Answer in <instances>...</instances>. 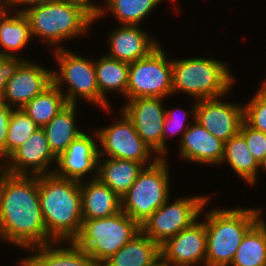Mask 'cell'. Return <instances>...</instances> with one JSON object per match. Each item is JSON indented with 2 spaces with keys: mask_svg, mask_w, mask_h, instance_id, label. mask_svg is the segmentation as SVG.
Listing matches in <instances>:
<instances>
[{
  "mask_svg": "<svg viewBox=\"0 0 266 266\" xmlns=\"http://www.w3.org/2000/svg\"><path fill=\"white\" fill-rule=\"evenodd\" d=\"M53 241L47 234L40 208L38 175H12L3 170L0 174V246L7 244L26 251Z\"/></svg>",
  "mask_w": 266,
  "mask_h": 266,
  "instance_id": "cell-1",
  "label": "cell"
},
{
  "mask_svg": "<svg viewBox=\"0 0 266 266\" xmlns=\"http://www.w3.org/2000/svg\"><path fill=\"white\" fill-rule=\"evenodd\" d=\"M23 14L28 19L33 40H38L37 44L41 42L42 49L47 47L48 52L70 48L71 41L88 38L95 25L94 18L82 7L64 0L45 1L26 9Z\"/></svg>",
  "mask_w": 266,
  "mask_h": 266,
  "instance_id": "cell-2",
  "label": "cell"
},
{
  "mask_svg": "<svg viewBox=\"0 0 266 266\" xmlns=\"http://www.w3.org/2000/svg\"><path fill=\"white\" fill-rule=\"evenodd\" d=\"M38 187L47 234L54 241H73L83 223L80 182L52 173L38 175Z\"/></svg>",
  "mask_w": 266,
  "mask_h": 266,
  "instance_id": "cell-3",
  "label": "cell"
},
{
  "mask_svg": "<svg viewBox=\"0 0 266 266\" xmlns=\"http://www.w3.org/2000/svg\"><path fill=\"white\" fill-rule=\"evenodd\" d=\"M214 200L212 196L200 214L207 234L205 266H230L243 237L258 221V213L256 206H212Z\"/></svg>",
  "mask_w": 266,
  "mask_h": 266,
  "instance_id": "cell-4",
  "label": "cell"
},
{
  "mask_svg": "<svg viewBox=\"0 0 266 266\" xmlns=\"http://www.w3.org/2000/svg\"><path fill=\"white\" fill-rule=\"evenodd\" d=\"M199 56V57H198ZM175 58V59H174ZM219 58L192 54L191 57L172 58L173 96L205 100L226 95L234 89L237 77L231 65Z\"/></svg>",
  "mask_w": 266,
  "mask_h": 266,
  "instance_id": "cell-5",
  "label": "cell"
},
{
  "mask_svg": "<svg viewBox=\"0 0 266 266\" xmlns=\"http://www.w3.org/2000/svg\"><path fill=\"white\" fill-rule=\"evenodd\" d=\"M80 54H79V53ZM56 69H52L53 84L64 94L67 103H88L100 108V93L96 80L94 57L81 55L73 49H55L49 52ZM92 57V58H91Z\"/></svg>",
  "mask_w": 266,
  "mask_h": 266,
  "instance_id": "cell-6",
  "label": "cell"
},
{
  "mask_svg": "<svg viewBox=\"0 0 266 266\" xmlns=\"http://www.w3.org/2000/svg\"><path fill=\"white\" fill-rule=\"evenodd\" d=\"M169 160L158 158L145 166L121 198V210L140 225L174 194Z\"/></svg>",
  "mask_w": 266,
  "mask_h": 266,
  "instance_id": "cell-7",
  "label": "cell"
},
{
  "mask_svg": "<svg viewBox=\"0 0 266 266\" xmlns=\"http://www.w3.org/2000/svg\"><path fill=\"white\" fill-rule=\"evenodd\" d=\"M140 232L141 225L121 210L110 217L83 219L73 241L101 266Z\"/></svg>",
  "mask_w": 266,
  "mask_h": 266,
  "instance_id": "cell-8",
  "label": "cell"
},
{
  "mask_svg": "<svg viewBox=\"0 0 266 266\" xmlns=\"http://www.w3.org/2000/svg\"><path fill=\"white\" fill-rule=\"evenodd\" d=\"M99 109L103 115L110 117L113 111H118L111 123L105 126H94L98 136V157L118 158L133 160L144 164L152 165L159 157L153 150L139 137L131 119L124 111L117 107ZM105 113V114H104ZM110 115V116H109Z\"/></svg>",
  "mask_w": 266,
  "mask_h": 266,
  "instance_id": "cell-9",
  "label": "cell"
},
{
  "mask_svg": "<svg viewBox=\"0 0 266 266\" xmlns=\"http://www.w3.org/2000/svg\"><path fill=\"white\" fill-rule=\"evenodd\" d=\"M172 195L144 223L141 231L159 246L189 227L201 214L204 204L214 196L210 193ZM211 194V195H210Z\"/></svg>",
  "mask_w": 266,
  "mask_h": 266,
  "instance_id": "cell-10",
  "label": "cell"
},
{
  "mask_svg": "<svg viewBox=\"0 0 266 266\" xmlns=\"http://www.w3.org/2000/svg\"><path fill=\"white\" fill-rule=\"evenodd\" d=\"M162 45L147 57L129 64L125 101L145 97H173L172 57Z\"/></svg>",
  "mask_w": 266,
  "mask_h": 266,
  "instance_id": "cell-11",
  "label": "cell"
},
{
  "mask_svg": "<svg viewBox=\"0 0 266 266\" xmlns=\"http://www.w3.org/2000/svg\"><path fill=\"white\" fill-rule=\"evenodd\" d=\"M168 98L145 97L126 100L119 106L131 119L139 137L163 158V125Z\"/></svg>",
  "mask_w": 266,
  "mask_h": 266,
  "instance_id": "cell-12",
  "label": "cell"
},
{
  "mask_svg": "<svg viewBox=\"0 0 266 266\" xmlns=\"http://www.w3.org/2000/svg\"><path fill=\"white\" fill-rule=\"evenodd\" d=\"M232 91L221 97L196 101L195 120L224 143L240 132L244 121L243 101L227 99Z\"/></svg>",
  "mask_w": 266,
  "mask_h": 266,
  "instance_id": "cell-13",
  "label": "cell"
},
{
  "mask_svg": "<svg viewBox=\"0 0 266 266\" xmlns=\"http://www.w3.org/2000/svg\"><path fill=\"white\" fill-rule=\"evenodd\" d=\"M91 128H85L57 158L53 172L56 176L78 182L97 178L98 136Z\"/></svg>",
  "mask_w": 266,
  "mask_h": 266,
  "instance_id": "cell-14",
  "label": "cell"
},
{
  "mask_svg": "<svg viewBox=\"0 0 266 266\" xmlns=\"http://www.w3.org/2000/svg\"><path fill=\"white\" fill-rule=\"evenodd\" d=\"M56 162L43 128H38L3 162V170L12 175H46L54 172Z\"/></svg>",
  "mask_w": 266,
  "mask_h": 266,
  "instance_id": "cell-15",
  "label": "cell"
},
{
  "mask_svg": "<svg viewBox=\"0 0 266 266\" xmlns=\"http://www.w3.org/2000/svg\"><path fill=\"white\" fill-rule=\"evenodd\" d=\"M117 27L107 29L105 39V54L119 61L131 64L138 59L147 57L162 41L159 36L151 34L140 25H115ZM109 30V32H108Z\"/></svg>",
  "mask_w": 266,
  "mask_h": 266,
  "instance_id": "cell-16",
  "label": "cell"
},
{
  "mask_svg": "<svg viewBox=\"0 0 266 266\" xmlns=\"http://www.w3.org/2000/svg\"><path fill=\"white\" fill-rule=\"evenodd\" d=\"M53 67L44 66L42 61L25 60L7 81L0 101L14 109H21L53 83Z\"/></svg>",
  "mask_w": 266,
  "mask_h": 266,
  "instance_id": "cell-17",
  "label": "cell"
},
{
  "mask_svg": "<svg viewBox=\"0 0 266 266\" xmlns=\"http://www.w3.org/2000/svg\"><path fill=\"white\" fill-rule=\"evenodd\" d=\"M177 143V144H176ZM176 157L179 161L218 167L224 156V142L217 139L202 127L196 120L182 134L179 142H175Z\"/></svg>",
  "mask_w": 266,
  "mask_h": 266,
  "instance_id": "cell-18",
  "label": "cell"
},
{
  "mask_svg": "<svg viewBox=\"0 0 266 266\" xmlns=\"http://www.w3.org/2000/svg\"><path fill=\"white\" fill-rule=\"evenodd\" d=\"M206 243L204 218L200 215L189 227L162 244L160 252L169 261L205 266Z\"/></svg>",
  "mask_w": 266,
  "mask_h": 266,
  "instance_id": "cell-19",
  "label": "cell"
},
{
  "mask_svg": "<svg viewBox=\"0 0 266 266\" xmlns=\"http://www.w3.org/2000/svg\"><path fill=\"white\" fill-rule=\"evenodd\" d=\"M25 254L20 259L27 266H100L74 241H53L27 249Z\"/></svg>",
  "mask_w": 266,
  "mask_h": 266,
  "instance_id": "cell-20",
  "label": "cell"
},
{
  "mask_svg": "<svg viewBox=\"0 0 266 266\" xmlns=\"http://www.w3.org/2000/svg\"><path fill=\"white\" fill-rule=\"evenodd\" d=\"M94 66L100 93V109L115 106V103L114 105L111 103V98H108L109 94L110 96L114 95V97L119 95L121 99L123 98L124 103L128 85L129 64L112 59L104 53L94 59Z\"/></svg>",
  "mask_w": 266,
  "mask_h": 266,
  "instance_id": "cell-21",
  "label": "cell"
},
{
  "mask_svg": "<svg viewBox=\"0 0 266 266\" xmlns=\"http://www.w3.org/2000/svg\"><path fill=\"white\" fill-rule=\"evenodd\" d=\"M170 5H175L174 13L178 15L179 8L177 0H165ZM164 0H104L103 8L98 17L94 18V23L100 22V19L114 17L117 25H140L144 26L145 20L155 13ZM178 7V8H177ZM112 15V16H109ZM146 18V19H145Z\"/></svg>",
  "mask_w": 266,
  "mask_h": 266,
  "instance_id": "cell-22",
  "label": "cell"
},
{
  "mask_svg": "<svg viewBox=\"0 0 266 266\" xmlns=\"http://www.w3.org/2000/svg\"><path fill=\"white\" fill-rule=\"evenodd\" d=\"M79 105L81 104L68 103L49 123L42 127L48 139L49 148L56 158L63 154L68 146L85 131L81 126L83 124L79 123L81 122L78 115H81L78 110Z\"/></svg>",
  "mask_w": 266,
  "mask_h": 266,
  "instance_id": "cell-23",
  "label": "cell"
},
{
  "mask_svg": "<svg viewBox=\"0 0 266 266\" xmlns=\"http://www.w3.org/2000/svg\"><path fill=\"white\" fill-rule=\"evenodd\" d=\"M83 219L110 217L121 211V198L98 178L80 182Z\"/></svg>",
  "mask_w": 266,
  "mask_h": 266,
  "instance_id": "cell-24",
  "label": "cell"
},
{
  "mask_svg": "<svg viewBox=\"0 0 266 266\" xmlns=\"http://www.w3.org/2000/svg\"><path fill=\"white\" fill-rule=\"evenodd\" d=\"M240 178L247 187H254L259 182L260 164L250 153L243 135L239 132L224 143V156L221 165ZM227 166V167H226ZM258 181V182H257Z\"/></svg>",
  "mask_w": 266,
  "mask_h": 266,
  "instance_id": "cell-25",
  "label": "cell"
},
{
  "mask_svg": "<svg viewBox=\"0 0 266 266\" xmlns=\"http://www.w3.org/2000/svg\"><path fill=\"white\" fill-rule=\"evenodd\" d=\"M144 167L133 160L98 157L97 178L122 198Z\"/></svg>",
  "mask_w": 266,
  "mask_h": 266,
  "instance_id": "cell-26",
  "label": "cell"
},
{
  "mask_svg": "<svg viewBox=\"0 0 266 266\" xmlns=\"http://www.w3.org/2000/svg\"><path fill=\"white\" fill-rule=\"evenodd\" d=\"M31 42L35 41L27 17L21 12H10L0 23V56L31 60L23 54L28 45L31 47Z\"/></svg>",
  "mask_w": 266,
  "mask_h": 266,
  "instance_id": "cell-27",
  "label": "cell"
},
{
  "mask_svg": "<svg viewBox=\"0 0 266 266\" xmlns=\"http://www.w3.org/2000/svg\"><path fill=\"white\" fill-rule=\"evenodd\" d=\"M160 246L142 231L101 266H157Z\"/></svg>",
  "mask_w": 266,
  "mask_h": 266,
  "instance_id": "cell-28",
  "label": "cell"
},
{
  "mask_svg": "<svg viewBox=\"0 0 266 266\" xmlns=\"http://www.w3.org/2000/svg\"><path fill=\"white\" fill-rule=\"evenodd\" d=\"M230 266H266V229L259 220L243 237Z\"/></svg>",
  "mask_w": 266,
  "mask_h": 266,
  "instance_id": "cell-29",
  "label": "cell"
},
{
  "mask_svg": "<svg viewBox=\"0 0 266 266\" xmlns=\"http://www.w3.org/2000/svg\"><path fill=\"white\" fill-rule=\"evenodd\" d=\"M67 104L64 94L52 83L42 93L26 103L22 110L39 128H42Z\"/></svg>",
  "mask_w": 266,
  "mask_h": 266,
  "instance_id": "cell-30",
  "label": "cell"
},
{
  "mask_svg": "<svg viewBox=\"0 0 266 266\" xmlns=\"http://www.w3.org/2000/svg\"><path fill=\"white\" fill-rule=\"evenodd\" d=\"M190 108H182L181 106L173 108H165L166 115L163 125V158H169L170 153L168 142L172 137L180 135L177 139L178 142L182 137V134L189 128V126L195 121L196 118V100H189ZM189 118V119H188ZM168 141V142H167Z\"/></svg>",
  "mask_w": 266,
  "mask_h": 266,
  "instance_id": "cell-31",
  "label": "cell"
},
{
  "mask_svg": "<svg viewBox=\"0 0 266 266\" xmlns=\"http://www.w3.org/2000/svg\"><path fill=\"white\" fill-rule=\"evenodd\" d=\"M39 127L21 109H13L6 139V159Z\"/></svg>",
  "mask_w": 266,
  "mask_h": 266,
  "instance_id": "cell-32",
  "label": "cell"
},
{
  "mask_svg": "<svg viewBox=\"0 0 266 266\" xmlns=\"http://www.w3.org/2000/svg\"><path fill=\"white\" fill-rule=\"evenodd\" d=\"M256 88L252 98L243 102L244 121L254 129L266 133V89Z\"/></svg>",
  "mask_w": 266,
  "mask_h": 266,
  "instance_id": "cell-33",
  "label": "cell"
},
{
  "mask_svg": "<svg viewBox=\"0 0 266 266\" xmlns=\"http://www.w3.org/2000/svg\"><path fill=\"white\" fill-rule=\"evenodd\" d=\"M240 133L243 135L250 153L261 165L266 157V133L254 129L245 121L241 125Z\"/></svg>",
  "mask_w": 266,
  "mask_h": 266,
  "instance_id": "cell-34",
  "label": "cell"
},
{
  "mask_svg": "<svg viewBox=\"0 0 266 266\" xmlns=\"http://www.w3.org/2000/svg\"><path fill=\"white\" fill-rule=\"evenodd\" d=\"M24 61L22 57L0 56V100L4 95L7 81Z\"/></svg>",
  "mask_w": 266,
  "mask_h": 266,
  "instance_id": "cell-35",
  "label": "cell"
},
{
  "mask_svg": "<svg viewBox=\"0 0 266 266\" xmlns=\"http://www.w3.org/2000/svg\"><path fill=\"white\" fill-rule=\"evenodd\" d=\"M13 109L0 101V160L2 162L6 160V139Z\"/></svg>",
  "mask_w": 266,
  "mask_h": 266,
  "instance_id": "cell-36",
  "label": "cell"
},
{
  "mask_svg": "<svg viewBox=\"0 0 266 266\" xmlns=\"http://www.w3.org/2000/svg\"><path fill=\"white\" fill-rule=\"evenodd\" d=\"M64 1L82 7L93 18L98 17V15L102 11L104 4V0H64Z\"/></svg>",
  "mask_w": 266,
  "mask_h": 266,
  "instance_id": "cell-37",
  "label": "cell"
},
{
  "mask_svg": "<svg viewBox=\"0 0 266 266\" xmlns=\"http://www.w3.org/2000/svg\"><path fill=\"white\" fill-rule=\"evenodd\" d=\"M48 0H8L9 9L11 12L23 13L26 9L39 5Z\"/></svg>",
  "mask_w": 266,
  "mask_h": 266,
  "instance_id": "cell-38",
  "label": "cell"
},
{
  "mask_svg": "<svg viewBox=\"0 0 266 266\" xmlns=\"http://www.w3.org/2000/svg\"><path fill=\"white\" fill-rule=\"evenodd\" d=\"M157 266H199V265L193 263H180L175 261H169L160 254V256L158 257Z\"/></svg>",
  "mask_w": 266,
  "mask_h": 266,
  "instance_id": "cell-39",
  "label": "cell"
},
{
  "mask_svg": "<svg viewBox=\"0 0 266 266\" xmlns=\"http://www.w3.org/2000/svg\"><path fill=\"white\" fill-rule=\"evenodd\" d=\"M257 209V213H258V220L261 222V224L265 227L266 229V208L265 206L262 207V205H260L259 207H256ZM265 213V214H264Z\"/></svg>",
  "mask_w": 266,
  "mask_h": 266,
  "instance_id": "cell-40",
  "label": "cell"
},
{
  "mask_svg": "<svg viewBox=\"0 0 266 266\" xmlns=\"http://www.w3.org/2000/svg\"><path fill=\"white\" fill-rule=\"evenodd\" d=\"M10 12L9 8H0V23Z\"/></svg>",
  "mask_w": 266,
  "mask_h": 266,
  "instance_id": "cell-41",
  "label": "cell"
},
{
  "mask_svg": "<svg viewBox=\"0 0 266 266\" xmlns=\"http://www.w3.org/2000/svg\"><path fill=\"white\" fill-rule=\"evenodd\" d=\"M260 172L266 174V157L265 160L260 165Z\"/></svg>",
  "mask_w": 266,
  "mask_h": 266,
  "instance_id": "cell-42",
  "label": "cell"
},
{
  "mask_svg": "<svg viewBox=\"0 0 266 266\" xmlns=\"http://www.w3.org/2000/svg\"><path fill=\"white\" fill-rule=\"evenodd\" d=\"M0 8H9L8 0H0Z\"/></svg>",
  "mask_w": 266,
  "mask_h": 266,
  "instance_id": "cell-43",
  "label": "cell"
},
{
  "mask_svg": "<svg viewBox=\"0 0 266 266\" xmlns=\"http://www.w3.org/2000/svg\"><path fill=\"white\" fill-rule=\"evenodd\" d=\"M15 265L17 266H27L20 258L15 261Z\"/></svg>",
  "mask_w": 266,
  "mask_h": 266,
  "instance_id": "cell-44",
  "label": "cell"
},
{
  "mask_svg": "<svg viewBox=\"0 0 266 266\" xmlns=\"http://www.w3.org/2000/svg\"><path fill=\"white\" fill-rule=\"evenodd\" d=\"M259 87L266 89V77L262 80V82L260 81Z\"/></svg>",
  "mask_w": 266,
  "mask_h": 266,
  "instance_id": "cell-45",
  "label": "cell"
},
{
  "mask_svg": "<svg viewBox=\"0 0 266 266\" xmlns=\"http://www.w3.org/2000/svg\"><path fill=\"white\" fill-rule=\"evenodd\" d=\"M3 171V162L0 160V174Z\"/></svg>",
  "mask_w": 266,
  "mask_h": 266,
  "instance_id": "cell-46",
  "label": "cell"
}]
</instances>
